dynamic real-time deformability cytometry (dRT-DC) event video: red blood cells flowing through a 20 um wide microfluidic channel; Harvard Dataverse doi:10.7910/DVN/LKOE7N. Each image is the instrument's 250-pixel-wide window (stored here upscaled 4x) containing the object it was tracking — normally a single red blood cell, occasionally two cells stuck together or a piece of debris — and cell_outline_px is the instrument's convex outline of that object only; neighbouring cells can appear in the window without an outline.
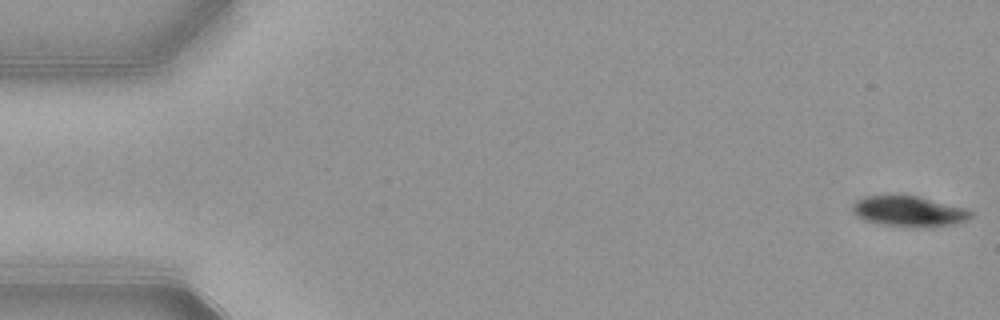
{"species": "common noctule bat (a hibernating species)", "species_latin": "Nyctalus noctula", "temperature_condition": "warm", "stored_images_in_passage": 53, "camera_frame_rate_fps": 3000, "um_per_image_px": 0.085, "animal": {"sex": "female", "body_mass_g": 21.9}, "frame": {"image": 1, "passage_image": 1, "time_ms": 0.0, "image_size_px": [1000, 320], "cell_outline_px": [[972, 216], [964, 220], [952, 224], [932, 228], [908, 228], [880, 224], [864, 220], [856, 216], [852, 212], [852, 204], [856, 200], [864, 196], [888, 192], [896, 192], [920, 196], [964, 208], [972, 212]], "centroid_in_image_um": [77.16, 17.93], "position_along_channel_um": 7.8, "area_um2": 22.2}}
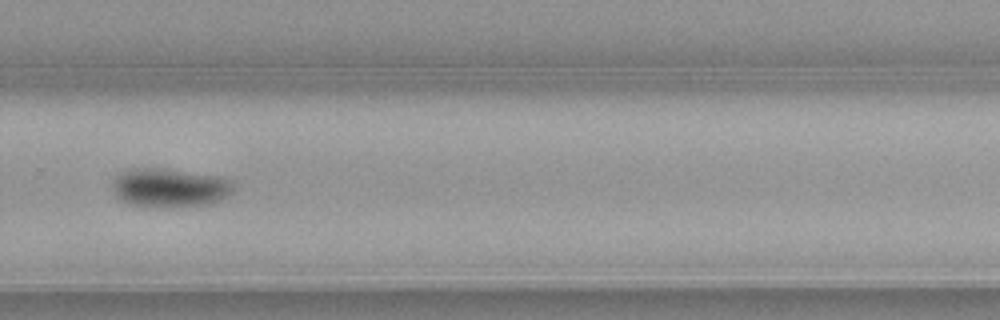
{"frame": {"image": 2, "passage_image": 36, "time_ms": 11.667, "image_size_px": [1000, 320], "cell_outline_px": [[232, 192], [228, 196], [220, 200], [208, 204], [132, 204], [120, 200], [116, 196], [112, 188], [112, 180], [120, 172], [132, 168], [160, 168], [220, 176], [228, 180], [232, 184]], "centroid_in_image_um": [14.39, 15.9], "position_along_channel_um": 315.4, "area_um2": 26.36}}
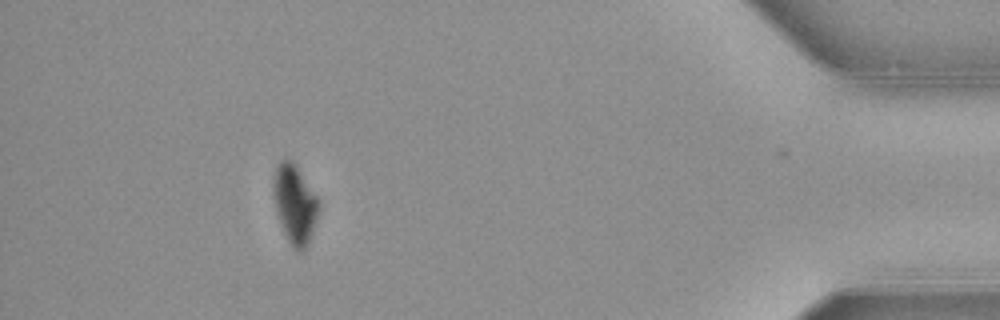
{"frame": {"image": 3, "passage_image": 48, "time_ms": 15.667, "image_size_px": [1000, 320], "cell_outline_px": [[320, 204], [316, 220], [308, 244], [300, 252], [296, 252], [292, 248], [284, 232], [276, 212], [272, 192], [272, 180], [276, 168], [280, 160], [292, 160], [296, 164], [320, 200]], "centroid_in_image_um": [25.05, 17.33], "position_along_channel_um": 410.2, "area_um2": 21.04}, "authors_computed_cell_mechanics": {"area_um2": 24.9696, "velocity_mm_per_s": 3.884, "shape_relaxation_time_tau1_ms": 2.2696, "shape_relaxation_time_tau2_ms": null, "deformation_change_tau1": 0.1412, "deformation_change_tau2": null}}